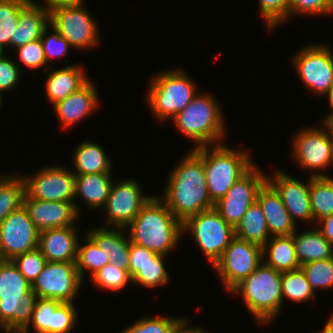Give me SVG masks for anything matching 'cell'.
Instances as JSON below:
<instances>
[{"mask_svg": "<svg viewBox=\"0 0 333 333\" xmlns=\"http://www.w3.org/2000/svg\"><path fill=\"white\" fill-rule=\"evenodd\" d=\"M89 79L77 91L53 105L54 111L64 128L85 119L98 107V91Z\"/></svg>", "mask_w": 333, "mask_h": 333, "instance_id": "22", "label": "cell"}, {"mask_svg": "<svg viewBox=\"0 0 333 333\" xmlns=\"http://www.w3.org/2000/svg\"><path fill=\"white\" fill-rule=\"evenodd\" d=\"M266 181L267 175L254 164L215 203L214 208L235 229L250 205L257 200V194Z\"/></svg>", "mask_w": 333, "mask_h": 333, "instance_id": "13", "label": "cell"}, {"mask_svg": "<svg viewBox=\"0 0 333 333\" xmlns=\"http://www.w3.org/2000/svg\"><path fill=\"white\" fill-rule=\"evenodd\" d=\"M77 313L73 303L37 298L28 325L20 333H69L75 326Z\"/></svg>", "mask_w": 333, "mask_h": 333, "instance_id": "18", "label": "cell"}, {"mask_svg": "<svg viewBox=\"0 0 333 333\" xmlns=\"http://www.w3.org/2000/svg\"><path fill=\"white\" fill-rule=\"evenodd\" d=\"M220 106L209 93L196 94L171 120L183 135L200 146L218 145L225 137V120ZM214 143V144H213Z\"/></svg>", "mask_w": 333, "mask_h": 333, "instance_id": "4", "label": "cell"}, {"mask_svg": "<svg viewBox=\"0 0 333 333\" xmlns=\"http://www.w3.org/2000/svg\"><path fill=\"white\" fill-rule=\"evenodd\" d=\"M111 173L75 175V199L79 195L89 207H104L113 184Z\"/></svg>", "mask_w": 333, "mask_h": 333, "instance_id": "28", "label": "cell"}, {"mask_svg": "<svg viewBox=\"0 0 333 333\" xmlns=\"http://www.w3.org/2000/svg\"><path fill=\"white\" fill-rule=\"evenodd\" d=\"M129 253L128 272L131 278L139 271L140 267L150 261V258L157 254L146 247L136 245L132 242H130Z\"/></svg>", "mask_w": 333, "mask_h": 333, "instance_id": "48", "label": "cell"}, {"mask_svg": "<svg viewBox=\"0 0 333 333\" xmlns=\"http://www.w3.org/2000/svg\"><path fill=\"white\" fill-rule=\"evenodd\" d=\"M8 56L0 58V92L12 91L21 77V70L16 62Z\"/></svg>", "mask_w": 333, "mask_h": 333, "instance_id": "47", "label": "cell"}, {"mask_svg": "<svg viewBox=\"0 0 333 333\" xmlns=\"http://www.w3.org/2000/svg\"><path fill=\"white\" fill-rule=\"evenodd\" d=\"M293 237L300 265L333 257V244L322 236L317 227L298 235L295 231Z\"/></svg>", "mask_w": 333, "mask_h": 333, "instance_id": "30", "label": "cell"}, {"mask_svg": "<svg viewBox=\"0 0 333 333\" xmlns=\"http://www.w3.org/2000/svg\"><path fill=\"white\" fill-rule=\"evenodd\" d=\"M64 167L47 166L24 176L25 193L33 199L75 203V174Z\"/></svg>", "mask_w": 333, "mask_h": 333, "instance_id": "14", "label": "cell"}, {"mask_svg": "<svg viewBox=\"0 0 333 333\" xmlns=\"http://www.w3.org/2000/svg\"><path fill=\"white\" fill-rule=\"evenodd\" d=\"M83 3L59 4L49 7L50 25L66 39L71 48L91 49L100 43L98 23Z\"/></svg>", "mask_w": 333, "mask_h": 333, "instance_id": "7", "label": "cell"}, {"mask_svg": "<svg viewBox=\"0 0 333 333\" xmlns=\"http://www.w3.org/2000/svg\"><path fill=\"white\" fill-rule=\"evenodd\" d=\"M235 236L260 246L270 238L266 218L257 200L250 205L236 226Z\"/></svg>", "mask_w": 333, "mask_h": 333, "instance_id": "31", "label": "cell"}, {"mask_svg": "<svg viewBox=\"0 0 333 333\" xmlns=\"http://www.w3.org/2000/svg\"><path fill=\"white\" fill-rule=\"evenodd\" d=\"M23 205L39 232L66 226H75L80 209L70 202L44 201L30 198L26 193Z\"/></svg>", "mask_w": 333, "mask_h": 333, "instance_id": "20", "label": "cell"}, {"mask_svg": "<svg viewBox=\"0 0 333 333\" xmlns=\"http://www.w3.org/2000/svg\"><path fill=\"white\" fill-rule=\"evenodd\" d=\"M49 25V7L31 0L19 13L17 27L14 35H11L10 47L17 49L31 41L40 39Z\"/></svg>", "mask_w": 333, "mask_h": 333, "instance_id": "24", "label": "cell"}, {"mask_svg": "<svg viewBox=\"0 0 333 333\" xmlns=\"http://www.w3.org/2000/svg\"><path fill=\"white\" fill-rule=\"evenodd\" d=\"M83 246L78 244L76 268L82 281L84 280V272L90 270L91 277L110 263L109 253L101 250L98 245L86 234Z\"/></svg>", "mask_w": 333, "mask_h": 333, "instance_id": "34", "label": "cell"}, {"mask_svg": "<svg viewBox=\"0 0 333 333\" xmlns=\"http://www.w3.org/2000/svg\"><path fill=\"white\" fill-rule=\"evenodd\" d=\"M331 15L333 14V0H290L289 17L297 15Z\"/></svg>", "mask_w": 333, "mask_h": 333, "instance_id": "45", "label": "cell"}, {"mask_svg": "<svg viewBox=\"0 0 333 333\" xmlns=\"http://www.w3.org/2000/svg\"><path fill=\"white\" fill-rule=\"evenodd\" d=\"M262 262L281 273L300 268L293 235L270 237L262 246Z\"/></svg>", "mask_w": 333, "mask_h": 333, "instance_id": "27", "label": "cell"}, {"mask_svg": "<svg viewBox=\"0 0 333 333\" xmlns=\"http://www.w3.org/2000/svg\"><path fill=\"white\" fill-rule=\"evenodd\" d=\"M152 198L143 195L139 183L134 179L113 181L110 194L104 206L106 225L104 227L126 228L136 218L141 208ZM110 225V226H109Z\"/></svg>", "mask_w": 333, "mask_h": 333, "instance_id": "15", "label": "cell"}, {"mask_svg": "<svg viewBox=\"0 0 333 333\" xmlns=\"http://www.w3.org/2000/svg\"><path fill=\"white\" fill-rule=\"evenodd\" d=\"M37 294L11 260H0V330L20 333L30 322Z\"/></svg>", "mask_w": 333, "mask_h": 333, "instance_id": "2", "label": "cell"}, {"mask_svg": "<svg viewBox=\"0 0 333 333\" xmlns=\"http://www.w3.org/2000/svg\"><path fill=\"white\" fill-rule=\"evenodd\" d=\"M186 320L181 316L180 318H167L162 315L144 317L124 328L121 333H174Z\"/></svg>", "mask_w": 333, "mask_h": 333, "instance_id": "39", "label": "cell"}, {"mask_svg": "<svg viewBox=\"0 0 333 333\" xmlns=\"http://www.w3.org/2000/svg\"><path fill=\"white\" fill-rule=\"evenodd\" d=\"M16 52L18 53L19 61L26 67L30 68L31 71L38 68L42 69L43 67H45L44 71H46L49 68L40 39L18 47Z\"/></svg>", "mask_w": 333, "mask_h": 333, "instance_id": "44", "label": "cell"}, {"mask_svg": "<svg viewBox=\"0 0 333 333\" xmlns=\"http://www.w3.org/2000/svg\"><path fill=\"white\" fill-rule=\"evenodd\" d=\"M292 61L304 86L315 96H325L333 86V55L328 45H307Z\"/></svg>", "mask_w": 333, "mask_h": 333, "instance_id": "11", "label": "cell"}, {"mask_svg": "<svg viewBox=\"0 0 333 333\" xmlns=\"http://www.w3.org/2000/svg\"><path fill=\"white\" fill-rule=\"evenodd\" d=\"M31 0H0V47L10 46L11 35L17 27L20 11Z\"/></svg>", "mask_w": 333, "mask_h": 333, "instance_id": "38", "label": "cell"}, {"mask_svg": "<svg viewBox=\"0 0 333 333\" xmlns=\"http://www.w3.org/2000/svg\"><path fill=\"white\" fill-rule=\"evenodd\" d=\"M261 263L262 246L234 236L213 268L230 292Z\"/></svg>", "mask_w": 333, "mask_h": 333, "instance_id": "10", "label": "cell"}, {"mask_svg": "<svg viewBox=\"0 0 333 333\" xmlns=\"http://www.w3.org/2000/svg\"><path fill=\"white\" fill-rule=\"evenodd\" d=\"M25 182L22 176H0V224L13 211L23 206Z\"/></svg>", "mask_w": 333, "mask_h": 333, "instance_id": "33", "label": "cell"}, {"mask_svg": "<svg viewBox=\"0 0 333 333\" xmlns=\"http://www.w3.org/2000/svg\"><path fill=\"white\" fill-rule=\"evenodd\" d=\"M165 255L156 254L150 261L140 267L139 271L131 278L132 283L145 286V288H156L166 285L170 280L169 273L164 265Z\"/></svg>", "mask_w": 333, "mask_h": 333, "instance_id": "37", "label": "cell"}, {"mask_svg": "<svg viewBox=\"0 0 333 333\" xmlns=\"http://www.w3.org/2000/svg\"><path fill=\"white\" fill-rule=\"evenodd\" d=\"M260 13L268 29L273 30L289 18L290 0H258Z\"/></svg>", "mask_w": 333, "mask_h": 333, "instance_id": "43", "label": "cell"}, {"mask_svg": "<svg viewBox=\"0 0 333 333\" xmlns=\"http://www.w3.org/2000/svg\"><path fill=\"white\" fill-rule=\"evenodd\" d=\"M153 78L146 94V103L158 121L172 119L196 95L193 79L183 70H164Z\"/></svg>", "mask_w": 333, "mask_h": 333, "instance_id": "6", "label": "cell"}, {"mask_svg": "<svg viewBox=\"0 0 333 333\" xmlns=\"http://www.w3.org/2000/svg\"><path fill=\"white\" fill-rule=\"evenodd\" d=\"M317 223L318 231L328 242L333 244V214L322 218Z\"/></svg>", "mask_w": 333, "mask_h": 333, "instance_id": "49", "label": "cell"}, {"mask_svg": "<svg viewBox=\"0 0 333 333\" xmlns=\"http://www.w3.org/2000/svg\"><path fill=\"white\" fill-rule=\"evenodd\" d=\"M91 230V231H90ZM87 235L101 250L109 253L110 263L119 269L128 270L130 239L124 234L125 228L98 227L90 229Z\"/></svg>", "mask_w": 333, "mask_h": 333, "instance_id": "26", "label": "cell"}, {"mask_svg": "<svg viewBox=\"0 0 333 333\" xmlns=\"http://www.w3.org/2000/svg\"><path fill=\"white\" fill-rule=\"evenodd\" d=\"M52 30V34L48 36V30ZM47 34V35H46ZM46 62L48 63L52 58L62 57L67 53L70 44L64 39L53 26L49 25L43 32L42 37L40 38Z\"/></svg>", "mask_w": 333, "mask_h": 333, "instance_id": "46", "label": "cell"}, {"mask_svg": "<svg viewBox=\"0 0 333 333\" xmlns=\"http://www.w3.org/2000/svg\"><path fill=\"white\" fill-rule=\"evenodd\" d=\"M111 158L98 143L84 141L75 147L72 164L75 175L111 173Z\"/></svg>", "mask_w": 333, "mask_h": 333, "instance_id": "29", "label": "cell"}, {"mask_svg": "<svg viewBox=\"0 0 333 333\" xmlns=\"http://www.w3.org/2000/svg\"><path fill=\"white\" fill-rule=\"evenodd\" d=\"M82 279L76 261L47 262L42 272L31 284L38 298L70 302L78 295Z\"/></svg>", "mask_w": 333, "mask_h": 333, "instance_id": "12", "label": "cell"}, {"mask_svg": "<svg viewBox=\"0 0 333 333\" xmlns=\"http://www.w3.org/2000/svg\"><path fill=\"white\" fill-rule=\"evenodd\" d=\"M292 144L293 158L301 168L313 172L312 177H327L319 170L327 169L333 163V131L328 123L323 122L322 128L301 129Z\"/></svg>", "mask_w": 333, "mask_h": 333, "instance_id": "9", "label": "cell"}, {"mask_svg": "<svg viewBox=\"0 0 333 333\" xmlns=\"http://www.w3.org/2000/svg\"><path fill=\"white\" fill-rule=\"evenodd\" d=\"M193 148L203 159L206 183L211 200L216 203L253 165L248 152L223 145Z\"/></svg>", "mask_w": 333, "mask_h": 333, "instance_id": "5", "label": "cell"}, {"mask_svg": "<svg viewBox=\"0 0 333 333\" xmlns=\"http://www.w3.org/2000/svg\"><path fill=\"white\" fill-rule=\"evenodd\" d=\"M257 201L263 210L272 237L290 236L297 231V225L292 221L281 196L268 181L260 188Z\"/></svg>", "mask_w": 333, "mask_h": 333, "instance_id": "23", "label": "cell"}, {"mask_svg": "<svg viewBox=\"0 0 333 333\" xmlns=\"http://www.w3.org/2000/svg\"><path fill=\"white\" fill-rule=\"evenodd\" d=\"M310 201L313 222L333 214V179L310 176Z\"/></svg>", "mask_w": 333, "mask_h": 333, "instance_id": "32", "label": "cell"}, {"mask_svg": "<svg viewBox=\"0 0 333 333\" xmlns=\"http://www.w3.org/2000/svg\"><path fill=\"white\" fill-rule=\"evenodd\" d=\"M45 5L51 7L59 4L84 3L83 0H44Z\"/></svg>", "mask_w": 333, "mask_h": 333, "instance_id": "51", "label": "cell"}, {"mask_svg": "<svg viewBox=\"0 0 333 333\" xmlns=\"http://www.w3.org/2000/svg\"><path fill=\"white\" fill-rule=\"evenodd\" d=\"M282 297L293 302H308L315 298V291L309 284L301 268L282 273Z\"/></svg>", "mask_w": 333, "mask_h": 333, "instance_id": "35", "label": "cell"}, {"mask_svg": "<svg viewBox=\"0 0 333 333\" xmlns=\"http://www.w3.org/2000/svg\"><path fill=\"white\" fill-rule=\"evenodd\" d=\"M314 291L333 288V257L300 266Z\"/></svg>", "mask_w": 333, "mask_h": 333, "instance_id": "40", "label": "cell"}, {"mask_svg": "<svg viewBox=\"0 0 333 333\" xmlns=\"http://www.w3.org/2000/svg\"><path fill=\"white\" fill-rule=\"evenodd\" d=\"M282 273L263 262L229 293H238L258 324H269L281 311Z\"/></svg>", "mask_w": 333, "mask_h": 333, "instance_id": "3", "label": "cell"}, {"mask_svg": "<svg viewBox=\"0 0 333 333\" xmlns=\"http://www.w3.org/2000/svg\"><path fill=\"white\" fill-rule=\"evenodd\" d=\"M74 227L66 226L39 232L38 249L47 262L76 261L79 238Z\"/></svg>", "mask_w": 333, "mask_h": 333, "instance_id": "21", "label": "cell"}, {"mask_svg": "<svg viewBox=\"0 0 333 333\" xmlns=\"http://www.w3.org/2000/svg\"><path fill=\"white\" fill-rule=\"evenodd\" d=\"M5 50H3L1 47H0V58L3 56V55H5Z\"/></svg>", "mask_w": 333, "mask_h": 333, "instance_id": "54", "label": "cell"}, {"mask_svg": "<svg viewBox=\"0 0 333 333\" xmlns=\"http://www.w3.org/2000/svg\"><path fill=\"white\" fill-rule=\"evenodd\" d=\"M39 231L21 206L11 212L0 224V260L14 257L38 248Z\"/></svg>", "mask_w": 333, "mask_h": 333, "instance_id": "16", "label": "cell"}, {"mask_svg": "<svg viewBox=\"0 0 333 333\" xmlns=\"http://www.w3.org/2000/svg\"><path fill=\"white\" fill-rule=\"evenodd\" d=\"M160 199L172 214L182 222L188 217L214 207L207 184L189 182H167L164 195Z\"/></svg>", "mask_w": 333, "mask_h": 333, "instance_id": "17", "label": "cell"}, {"mask_svg": "<svg viewBox=\"0 0 333 333\" xmlns=\"http://www.w3.org/2000/svg\"><path fill=\"white\" fill-rule=\"evenodd\" d=\"M2 98H3V97H2V93L0 92V107L2 106V105H1V104H2V103H1V102H2Z\"/></svg>", "mask_w": 333, "mask_h": 333, "instance_id": "56", "label": "cell"}, {"mask_svg": "<svg viewBox=\"0 0 333 333\" xmlns=\"http://www.w3.org/2000/svg\"><path fill=\"white\" fill-rule=\"evenodd\" d=\"M128 227L130 242L165 256L178 245L183 234V222L153 195Z\"/></svg>", "mask_w": 333, "mask_h": 333, "instance_id": "1", "label": "cell"}, {"mask_svg": "<svg viewBox=\"0 0 333 333\" xmlns=\"http://www.w3.org/2000/svg\"><path fill=\"white\" fill-rule=\"evenodd\" d=\"M319 333H333V314L325 323V327L321 331H319Z\"/></svg>", "mask_w": 333, "mask_h": 333, "instance_id": "53", "label": "cell"}, {"mask_svg": "<svg viewBox=\"0 0 333 333\" xmlns=\"http://www.w3.org/2000/svg\"><path fill=\"white\" fill-rule=\"evenodd\" d=\"M267 181L276 189L281 196L282 202L290 214L292 221L296 220L313 222L310 201V178L304 183L287 173L277 171L273 177L267 176Z\"/></svg>", "mask_w": 333, "mask_h": 333, "instance_id": "19", "label": "cell"}, {"mask_svg": "<svg viewBox=\"0 0 333 333\" xmlns=\"http://www.w3.org/2000/svg\"><path fill=\"white\" fill-rule=\"evenodd\" d=\"M187 322L188 321L186 320L174 333H208L199 327H189Z\"/></svg>", "mask_w": 333, "mask_h": 333, "instance_id": "50", "label": "cell"}, {"mask_svg": "<svg viewBox=\"0 0 333 333\" xmlns=\"http://www.w3.org/2000/svg\"><path fill=\"white\" fill-rule=\"evenodd\" d=\"M190 233L203 255L214 265L235 236L229 225L213 207L188 217L183 222V233Z\"/></svg>", "mask_w": 333, "mask_h": 333, "instance_id": "8", "label": "cell"}, {"mask_svg": "<svg viewBox=\"0 0 333 333\" xmlns=\"http://www.w3.org/2000/svg\"><path fill=\"white\" fill-rule=\"evenodd\" d=\"M91 279L98 287L113 292L123 290L127 283H132L128 270L119 269L111 263L106 264Z\"/></svg>", "mask_w": 333, "mask_h": 333, "instance_id": "41", "label": "cell"}, {"mask_svg": "<svg viewBox=\"0 0 333 333\" xmlns=\"http://www.w3.org/2000/svg\"><path fill=\"white\" fill-rule=\"evenodd\" d=\"M325 95L328 97V101L330 103L329 106L331 107L330 109L332 111L330 115L326 116V118L323 120V122L328 123L329 121L333 120V86Z\"/></svg>", "mask_w": 333, "mask_h": 333, "instance_id": "52", "label": "cell"}, {"mask_svg": "<svg viewBox=\"0 0 333 333\" xmlns=\"http://www.w3.org/2000/svg\"><path fill=\"white\" fill-rule=\"evenodd\" d=\"M49 69L51 72L48 74ZM49 69L45 71V75H49L46 79L45 91L51 105L65 99L89 80L84 69L75 64L55 70L49 65Z\"/></svg>", "mask_w": 333, "mask_h": 333, "instance_id": "25", "label": "cell"}, {"mask_svg": "<svg viewBox=\"0 0 333 333\" xmlns=\"http://www.w3.org/2000/svg\"><path fill=\"white\" fill-rule=\"evenodd\" d=\"M168 182L207 184L202 157L192 148L178 166L169 173Z\"/></svg>", "mask_w": 333, "mask_h": 333, "instance_id": "36", "label": "cell"}, {"mask_svg": "<svg viewBox=\"0 0 333 333\" xmlns=\"http://www.w3.org/2000/svg\"><path fill=\"white\" fill-rule=\"evenodd\" d=\"M11 261L30 284L38 277L47 263L38 248L18 255Z\"/></svg>", "mask_w": 333, "mask_h": 333, "instance_id": "42", "label": "cell"}, {"mask_svg": "<svg viewBox=\"0 0 333 333\" xmlns=\"http://www.w3.org/2000/svg\"><path fill=\"white\" fill-rule=\"evenodd\" d=\"M329 126L331 127L332 131H333V120L328 122Z\"/></svg>", "mask_w": 333, "mask_h": 333, "instance_id": "55", "label": "cell"}]
</instances>
